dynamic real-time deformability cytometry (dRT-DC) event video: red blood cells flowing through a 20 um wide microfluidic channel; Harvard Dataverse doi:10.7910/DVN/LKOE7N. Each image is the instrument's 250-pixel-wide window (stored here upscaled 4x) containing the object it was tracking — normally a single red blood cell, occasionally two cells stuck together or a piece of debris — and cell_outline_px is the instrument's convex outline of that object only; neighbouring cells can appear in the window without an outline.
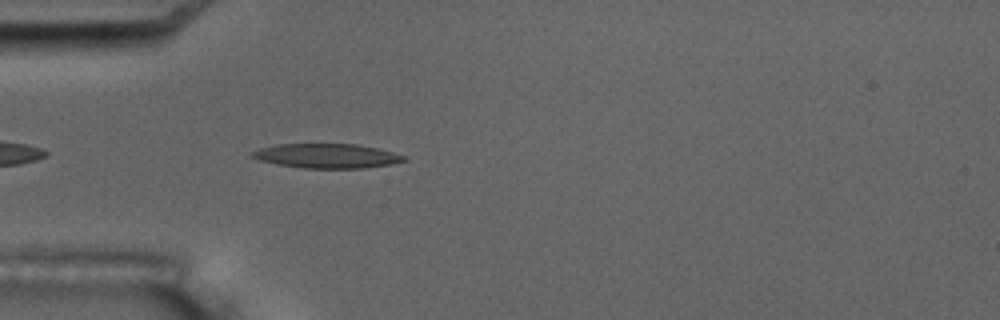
{"species": "common noctule bat (a hibernating species)", "species_latin": "Nyctalus noctula", "temperature_condition": "room temperature", "stored_images_in_passage": 4, "camera_frame_rate_fps": 3000, "um_per_image_px": 0.085, "animal": {"sex": "male", "body_mass_g": 17.5, "forearm_length_mm": 52.3}, "frame": {"image": 1, "passage_image": 4, "time_ms": 3.667, "image_size_px": [1000, 320], "cell_outline_px": [[408, 160], [392, 164], [364, 168], [304, 168], [280, 164], [260, 160], [252, 156], [252, 152], [260, 148], [276, 144], [356, 144], [376, 148], [392, 152], [404, 156]], "centroid_in_image_um": [27.82, 13.25], "position_along_channel_um": 57.2, "area_um2": 21.33}}